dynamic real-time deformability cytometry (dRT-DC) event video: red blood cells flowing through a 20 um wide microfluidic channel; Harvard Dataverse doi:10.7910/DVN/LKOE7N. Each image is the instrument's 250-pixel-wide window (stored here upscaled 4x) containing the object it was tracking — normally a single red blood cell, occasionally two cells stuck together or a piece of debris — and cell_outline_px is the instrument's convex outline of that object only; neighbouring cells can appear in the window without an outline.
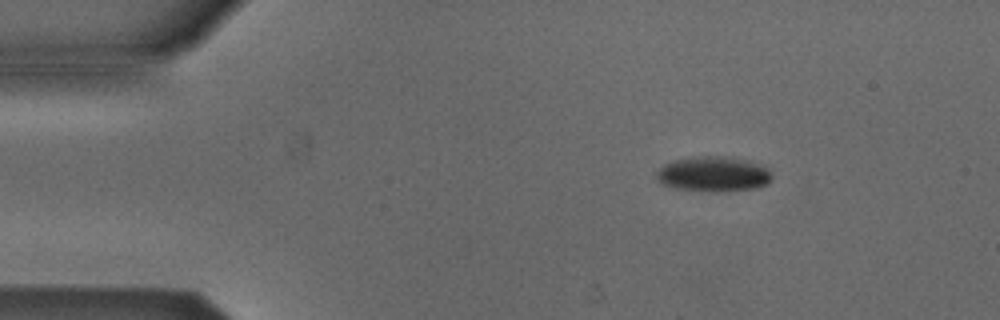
{"species": "Egyptian fruit bat (a non-hibernating species)", "species_latin": "Rousettus aegyptiacus", "temperature_condition": "cold", "stored_images_in_passage": 46, "camera_frame_rate_fps": 3000, "um_per_image_px": 0.085, "animal": {"sex": "male"}, "frame": {"image": 1, "passage_image": 1, "time_ms": 0.0, "image_size_px": [1000, 320], "cell_outline_px": [[772, 176], [768, 184], [760, 188], [728, 192], [708, 192], [676, 188], [664, 184], [656, 176], [656, 172], [664, 164], [672, 160], [692, 156], [724, 156], [748, 160], [768, 168]], "centroid_in_image_um": [60.68, 14.8], "position_along_channel_um": 24.3, "area_um2": 24.04}}
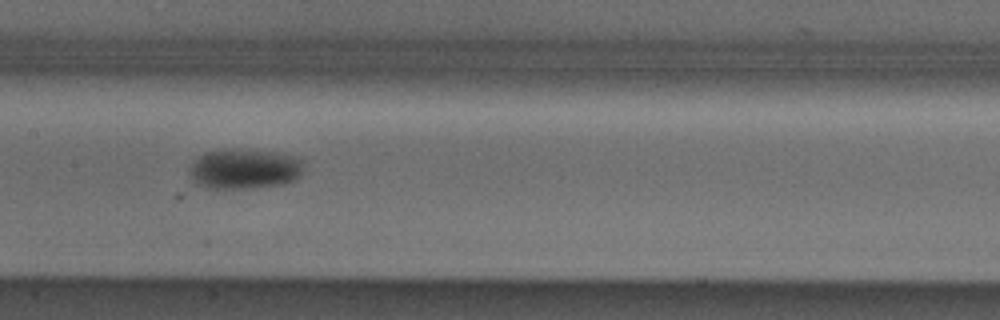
{"frame": {"image": 2, "passage_image": 19, "time_ms": 6.0, "image_size_px": [1000, 320], "cell_outline_px": [[300, 172], [296, 180], [284, 184], [252, 188], [204, 188], [196, 184], [192, 180], [188, 172], [192, 164], [200, 156], [208, 152], [232, 148], [268, 152], [296, 156], [300, 160]], "centroid_in_image_um": [20.72, 14.38], "position_along_channel_um": 186.7, "area_um2": 26.41}}
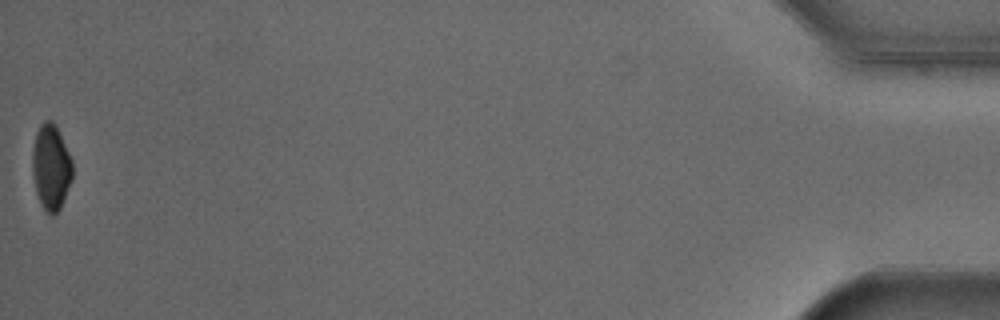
{"frame": {"image": 3, "passage_image": 46, "time_ms": 15.0, "image_size_px": [1000, 320], "cell_outline_px": [[72, 180], [60, 208], [52, 216], [44, 208], [36, 192], [32, 172], [32, 152], [36, 132], [40, 124], [44, 120], [52, 120], [56, 124], [72, 160]], "centroid_in_image_um": [4.33, 14.16], "position_along_channel_um": 430.9, "area_um2": 19.94}, "authors_computed_cell_mechanics": {"area_um2": 24.4494, "velocity_mm_per_s": 3.8584, "shape_relaxation_time_tau1_ms": 4.6266, "shape_relaxation_time_tau2_ms": null, "deformation_change_tau1": 0.1166, "deformation_change_tau2": null}}